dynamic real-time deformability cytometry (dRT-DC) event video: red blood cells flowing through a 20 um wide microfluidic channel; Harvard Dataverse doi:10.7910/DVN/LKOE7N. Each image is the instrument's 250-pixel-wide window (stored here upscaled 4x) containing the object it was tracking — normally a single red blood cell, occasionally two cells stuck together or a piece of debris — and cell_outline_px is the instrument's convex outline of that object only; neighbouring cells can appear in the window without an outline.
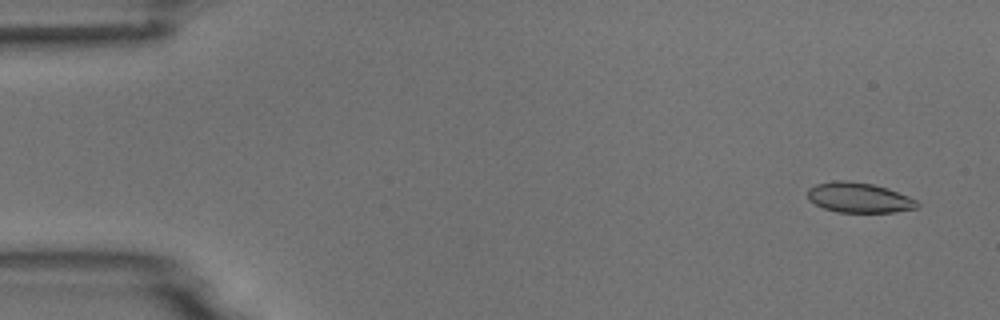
{"species": "common noctule bat (a hibernating species)", "species_latin": "Nyctalus noctula", "temperature_condition": "room temperature", "stored_images_in_passage": 4, "camera_frame_rate_fps": 3000, "um_per_image_px": 0.085, "animal": {"sex": "male", "body_mass_g": 18.8}, "frame": {"image": 1, "passage_image": 1, "time_ms": 0.0, "image_size_px": [1000, 320], "cell_outline_px": [[920, 204], [916, 208], [892, 212], [836, 212], [824, 208], [808, 200], [808, 188], [816, 184], [832, 180], [844, 180], [872, 184], [888, 188], [908, 196], [916, 200]], "centroid_in_image_um": [72.99, 16.79], "position_along_channel_um": 12.0, "area_um2": 19.19}}
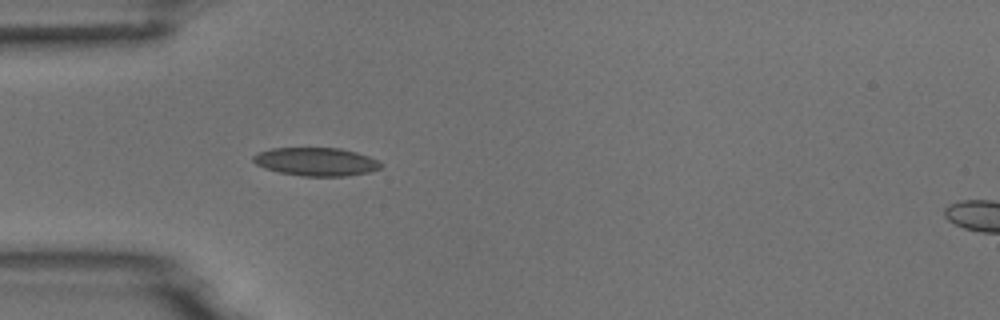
{"frame": {"image": 2, "passage_image": 4, "time_ms": 4.333, "image_size_px": [1000, 320], "cell_outline_px": [[384, 164], [380, 168], [368, 172], [348, 176], [304, 176], [280, 172], [264, 168], [256, 164], [252, 160], [252, 156], [260, 152], [272, 148], [340, 148], [356, 152], [368, 156]], "centroid_in_image_um": [26.87, 13.74], "position_along_channel_um": 58.1, "area_um2": 20.92}}